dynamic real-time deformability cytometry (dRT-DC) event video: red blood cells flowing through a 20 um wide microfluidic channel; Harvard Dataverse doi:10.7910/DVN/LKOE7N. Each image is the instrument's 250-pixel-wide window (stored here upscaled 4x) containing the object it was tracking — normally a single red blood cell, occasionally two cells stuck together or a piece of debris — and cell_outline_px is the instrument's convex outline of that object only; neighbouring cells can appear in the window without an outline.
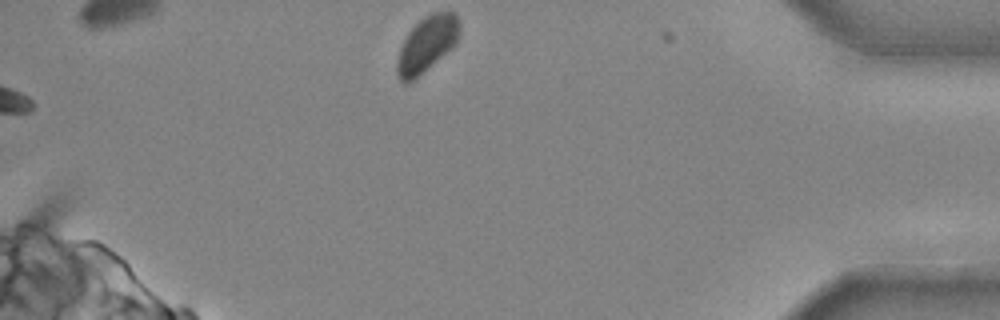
{"species": "common noctule bat (a hibernating species)", "species_latin": "Nyctalus noctula", "temperature_condition": "cold", "stored_images_in_passage": 21, "camera_frame_rate_fps": 3000, "um_per_image_px": 0.085, "animal": {"sex": "male", "body_mass_g": 20.4}, "frame": {"image": 1, "passage_image": 21, "time_ms": 6.667, "image_size_px": [1000, 320], "cell_outline_px": [[460, 32], [456, 44], [408, 84], [404, 84], [400, 80], [396, 72], [396, 60], [400, 48], [408, 32], [424, 16], [432, 12], [456, 12], [460, 20]], "centroid_in_image_um": [36.28, 3.73], "position_along_channel_um": 398.9, "area_um2": 20.29}}